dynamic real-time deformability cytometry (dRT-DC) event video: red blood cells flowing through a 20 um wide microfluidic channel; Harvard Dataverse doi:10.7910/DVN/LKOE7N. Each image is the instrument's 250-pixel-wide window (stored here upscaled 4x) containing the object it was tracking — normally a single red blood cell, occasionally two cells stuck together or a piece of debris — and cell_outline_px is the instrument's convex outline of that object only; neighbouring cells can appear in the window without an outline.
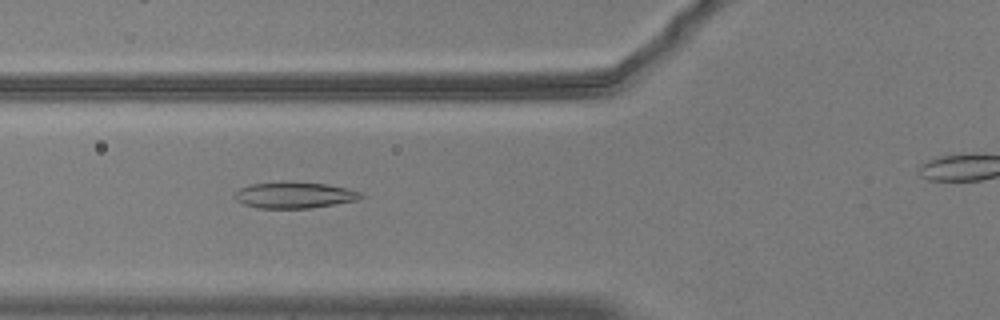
{"species": "common noctule bat (a hibernating species)", "species_latin": "Nyctalus noctula", "temperature_condition": "warm", "stored_images_in_passage": 50, "camera_frame_rate_fps": 3000, "um_per_image_px": 0.085, "animal": {"sex": "male", "body_mass_g": 20.5, "forearm_length_mm": 52.5}, "frame": {"image": 1, "passage_image": 22, "time_ms": 7.0, "image_size_px": [1000, 320], "cell_outline_px": [[364, 196], [360, 200], [308, 208], [260, 208], [244, 204], [236, 200], [232, 196], [240, 188], [252, 184], [324, 184], [348, 188], [360, 192]], "centroid_in_image_um": [25.05, 16.62], "position_along_channel_um": 100.7, "area_um2": 18.44}}
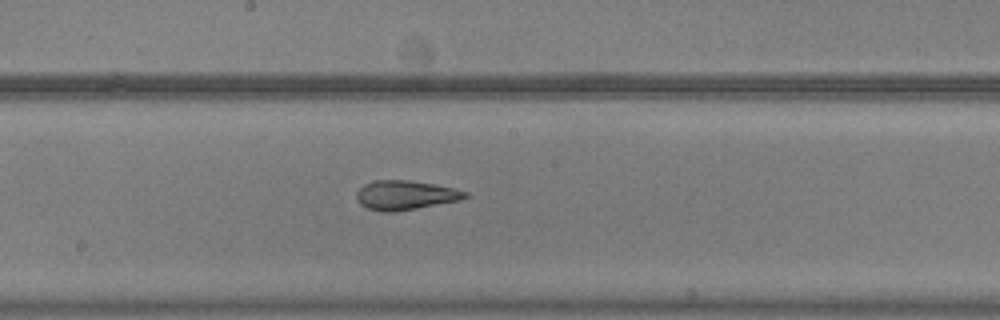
{"frame": {"image": 2, "passage_image": 31, "time_ms": 10.0, "image_size_px": [1000, 320], "cell_outline_px": [[468, 196], [460, 200], [396, 212], [384, 212], [368, 208], [360, 204], [356, 200], [356, 192], [364, 184], [372, 180], [408, 180], [432, 184], [452, 188], [468, 192]], "centroid_in_image_um": [34.41, 16.59], "position_along_channel_um": 213.8, "area_um2": 18.5}}
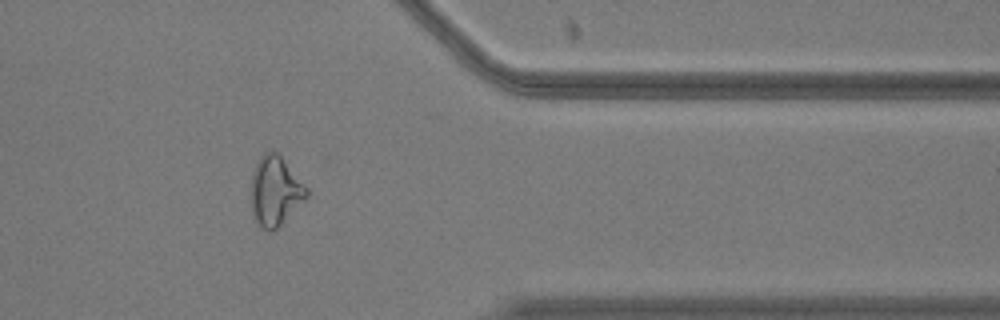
{"frame": {"image": 3, "passage_image": 46, "time_ms": 15.0, "image_size_px": [1000, 320], "cell_outline_px": [[308, 196], [272, 232], [264, 228], [256, 220], [252, 212], [252, 172], [256, 160], [268, 148], [276, 152], [280, 156], [308, 188]], "centroid_in_image_um": [23.38, 16.18], "position_along_channel_um": 388.0, "area_um2": 22.08}}